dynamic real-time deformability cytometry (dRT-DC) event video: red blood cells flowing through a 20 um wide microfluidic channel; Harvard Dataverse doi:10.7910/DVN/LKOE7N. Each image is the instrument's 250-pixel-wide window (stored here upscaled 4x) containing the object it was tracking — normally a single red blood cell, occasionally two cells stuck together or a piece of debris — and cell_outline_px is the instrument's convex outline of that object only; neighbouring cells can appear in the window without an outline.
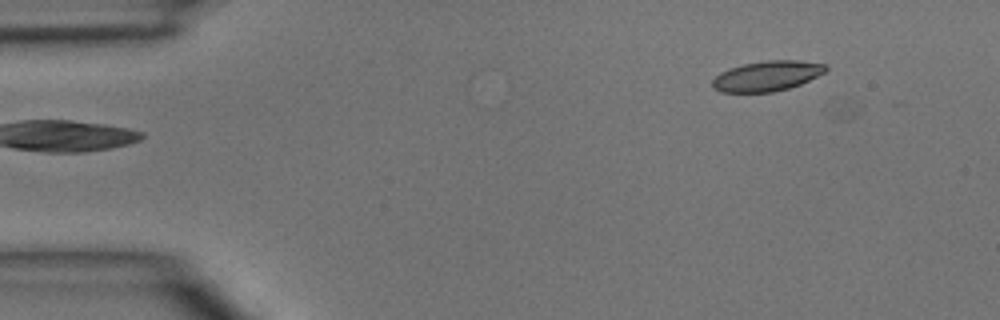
{"species": "common noctule bat (a hibernating species)", "species_latin": "Nyctalus noctula", "temperature_condition": "room temperature", "stored_images_in_passage": 5, "camera_frame_rate_fps": 3000, "um_per_image_px": 0.085, "animal": {"sex": "male", "body_mass_g": 15.6}, "frame": {"image": 1, "passage_image": 5, "time_ms": 4.667, "image_size_px": [1000, 320], "cell_outline_px": [[828, 68], [824, 72], [800, 84], [788, 88], [772, 92], [720, 92], [712, 88], [712, 80], [720, 72], [728, 68], [744, 64], [768, 60], [796, 60], [828, 64]], "centroid_in_image_um": [65.17, 6.45], "position_along_channel_um": 19.8, "area_um2": 19.88}}